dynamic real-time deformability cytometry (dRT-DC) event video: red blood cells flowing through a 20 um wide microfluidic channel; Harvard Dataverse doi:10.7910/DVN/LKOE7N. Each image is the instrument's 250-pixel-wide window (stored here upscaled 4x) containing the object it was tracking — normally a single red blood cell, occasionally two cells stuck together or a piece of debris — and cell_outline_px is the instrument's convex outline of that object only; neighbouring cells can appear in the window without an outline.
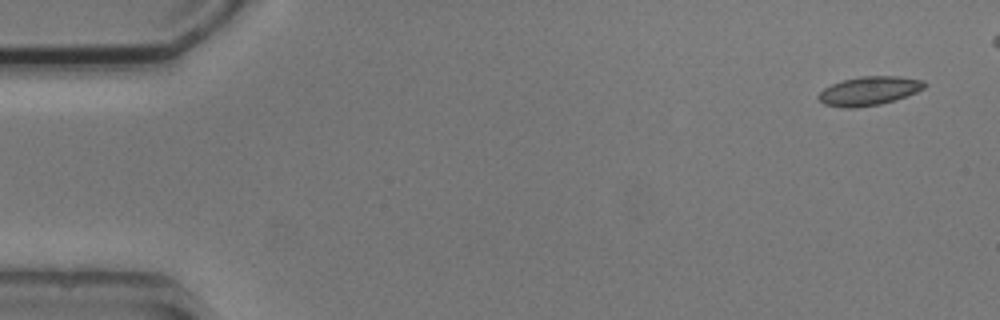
{"species": "common noctule bat (a hibernating species)", "species_latin": "Nyctalus noctula", "temperature_condition": "cold", "stored_images_in_passage": 5, "camera_frame_rate_fps": 3000, "um_per_image_px": 0.085, "animal": {"sex": "male", "body_mass_g": 20.5, "forearm_length_mm": 52.5}, "frame": {"image": 1, "passage_image": 1, "time_ms": 0.0, "image_size_px": [1000, 320], "cell_outline_px": [[928, 84], [924, 88], [916, 92], [880, 104], [856, 108], [844, 108], [824, 104], [816, 96], [824, 88], [832, 84], [844, 80], [860, 76], [900, 76], [924, 80]], "centroid_in_image_um": [73.87, 7.72], "position_along_channel_um": 11.1, "area_um2": 17.74}}